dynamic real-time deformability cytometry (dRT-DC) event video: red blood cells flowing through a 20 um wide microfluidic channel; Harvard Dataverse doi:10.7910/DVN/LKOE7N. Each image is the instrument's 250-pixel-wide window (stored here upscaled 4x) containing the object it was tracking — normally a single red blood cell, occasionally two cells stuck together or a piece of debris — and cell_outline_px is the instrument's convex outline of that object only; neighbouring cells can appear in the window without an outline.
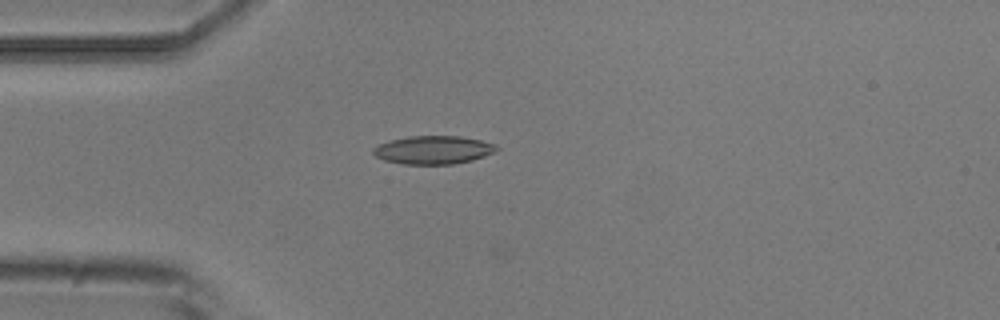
{"species": "common noctule bat (a hibernating species)", "species_latin": "Nyctalus noctula", "temperature_condition": "room temperature", "stored_images_in_passage": 4, "camera_frame_rate_fps": 3000, "um_per_image_px": 0.085, "animal": {"sex": "male", "body_mass_g": 20.5, "forearm_length_mm": 52.5}, "frame": {"image": 1, "passage_image": 4, "time_ms": 3.333, "image_size_px": [1000, 320], "cell_outline_px": [[500, 148], [484, 156], [472, 160], [452, 164], [400, 164], [384, 160], [376, 156], [372, 152], [372, 148], [380, 144], [392, 140], [408, 136], [460, 136], [480, 140], [496, 144]], "centroid_in_image_um": [36.82, 12.74], "position_along_channel_um": 48.2, "area_um2": 20.23}}